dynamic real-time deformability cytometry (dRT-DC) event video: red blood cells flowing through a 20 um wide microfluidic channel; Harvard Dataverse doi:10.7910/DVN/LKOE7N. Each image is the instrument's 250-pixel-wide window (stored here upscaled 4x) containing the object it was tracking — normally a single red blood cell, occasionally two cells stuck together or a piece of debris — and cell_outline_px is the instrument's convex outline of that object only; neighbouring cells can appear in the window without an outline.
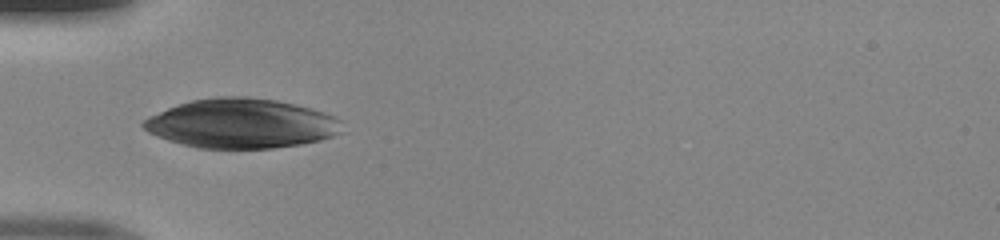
{"species": "human", "species_latin": "Homo sapiens", "temperature_condition": "room temperature", "stored_images_in_passage": 17, "camera_frame_rate_fps": 3000, "um_per_image_px": 0.085, "donor": {"sex": "male"}, "frame": {"image": 1, "passage_image": 3, "time_ms": 0.667, "image_size_px": [1000, 240], "cell_outline_px": [[344, 132], [320, 140], [300, 144], [272, 148], [196, 148], [168, 140], [156, 136], [148, 132], [140, 124], [148, 116], [168, 108], [192, 100], [216, 96], [244, 96], [276, 100], [308, 108], [332, 116], [340, 120]], "centroid_in_image_um": [20.48, 10.5], "position_along_channel_um": 64.5, "area_um2": 56.99}}
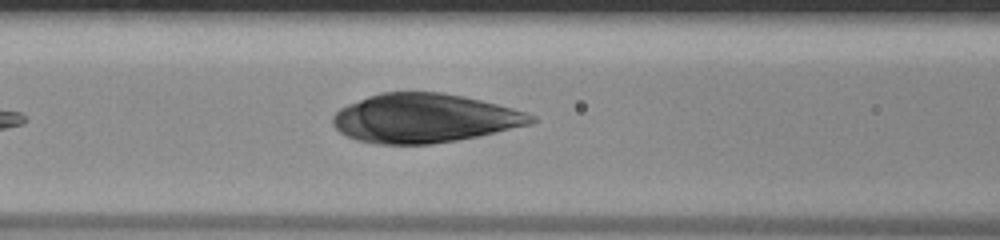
{"frame": {"image": 2, "passage_image": 8, "time_ms": 2.333, "image_size_px": [1000, 240], "cell_outline_px": [[536, 120], [532, 124], [476, 136], [456, 140], [432, 144], [380, 144], [356, 140], [340, 132], [332, 124], [332, 116], [340, 108], [348, 104], [368, 96], [380, 92], [440, 92], [464, 96], [512, 108], [536, 116]], "centroid_in_image_um": [36.05, 10.04], "position_along_channel_um": 130.6, "area_um2": 56.36}}
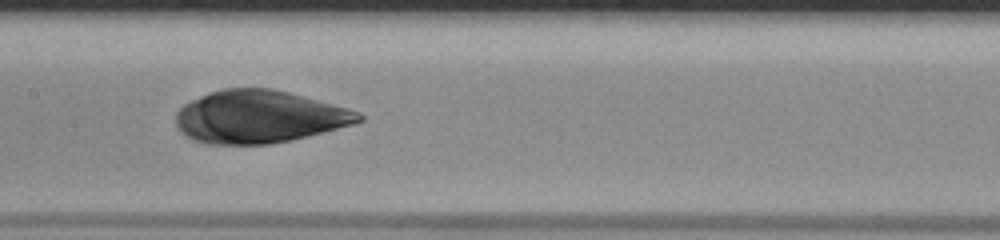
{"frame": {"image": 3, "passage_image": 12, "time_ms": 3.667, "image_size_px": [1000, 240], "cell_outline_px": [[364, 120], [352, 124], [324, 132], [292, 140], [268, 144], [208, 144], [192, 140], [180, 132], [176, 124], [176, 112], [184, 104], [192, 100], [212, 92], [224, 88], [272, 88], [304, 96], [348, 108], [360, 112], [364, 116]], "centroid_in_image_um": [22.03, 9.93], "position_along_channel_um": 185.4, "area_um2": 56.01}}